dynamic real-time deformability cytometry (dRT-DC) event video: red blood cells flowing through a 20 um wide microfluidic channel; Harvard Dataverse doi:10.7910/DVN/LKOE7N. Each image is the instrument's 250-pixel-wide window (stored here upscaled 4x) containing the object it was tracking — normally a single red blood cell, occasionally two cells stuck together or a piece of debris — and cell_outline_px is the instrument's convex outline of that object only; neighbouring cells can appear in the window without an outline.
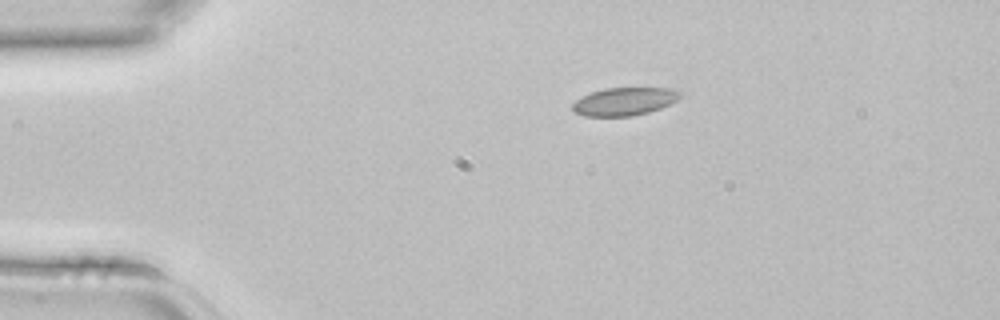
{"species": "common noctule bat (a hibernating species)", "species_latin": "Nyctalus noctula", "temperature_condition": "room temperature", "stored_images_in_passage": 2, "camera_frame_rate_fps": 3000, "um_per_image_px": 0.085, "animal": {"sex": "female", "body_mass_g": 22.7, "forearm_length_mm": 54.2}, "frame": {"image": 1, "passage_image": 1, "time_ms": 0.0, "image_size_px": [1000, 320], "cell_outline_px": [[680, 96], [676, 100], [660, 108], [648, 112], [632, 116], [584, 116], [576, 112], [572, 108], [572, 104], [576, 100], [592, 92], [604, 88], [672, 88], [680, 92]], "centroid_in_image_um": [53.06, 8.62], "position_along_channel_um": 31.9, "area_um2": 17.28}}